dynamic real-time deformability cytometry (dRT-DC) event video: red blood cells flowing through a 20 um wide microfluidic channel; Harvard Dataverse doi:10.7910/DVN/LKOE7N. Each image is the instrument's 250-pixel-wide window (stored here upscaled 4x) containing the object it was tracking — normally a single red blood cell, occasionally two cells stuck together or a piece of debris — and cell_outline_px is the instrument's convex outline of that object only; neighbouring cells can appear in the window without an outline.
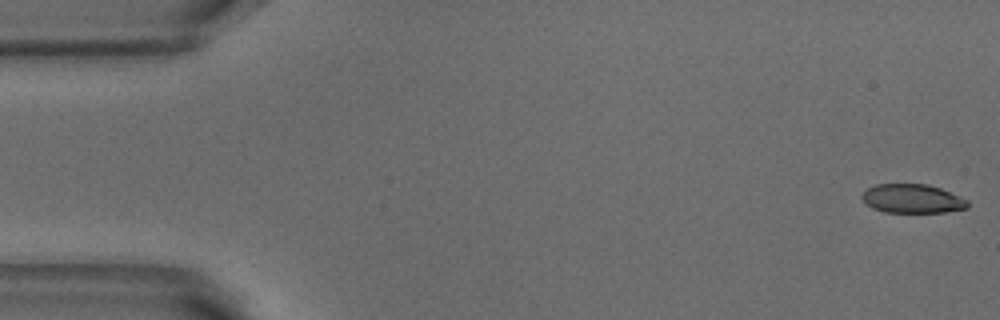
{"species": "common noctule bat (a hibernating species)", "species_latin": "Nyctalus noctula", "temperature_condition": "warm", "stored_images_in_passage": 35, "camera_frame_rate_fps": 3000, "um_per_image_px": 0.085, "animal": {"sex": "male", "body_mass_g": 18.8}, "frame": {"image": 1, "passage_image": 1, "time_ms": 0.0, "image_size_px": [1000, 320], "cell_outline_px": [[968, 208], [944, 212], [884, 212], [872, 208], [864, 204], [860, 196], [868, 188], [876, 184], [928, 184], [940, 188], [968, 200]], "centroid_in_image_um": [77.51, 16.89], "position_along_channel_um": 7.5, "area_um2": 17.86}}
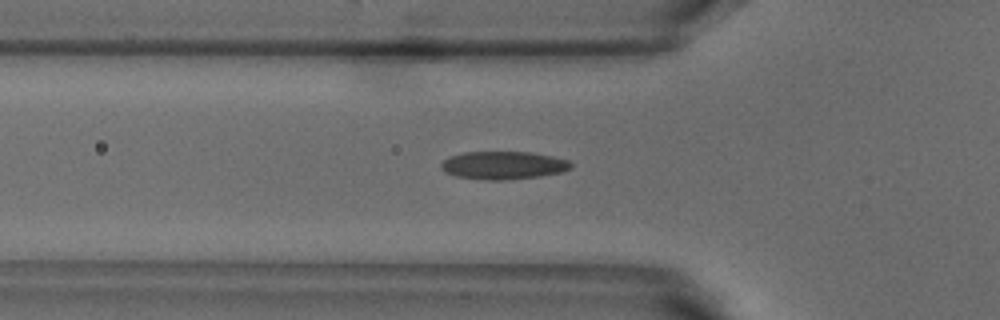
{"frame": {"image": 2, "passage_image": 17, "time_ms": 5.333, "image_size_px": [1000, 320], "cell_outline_px": [[572, 168], [560, 172], [540, 176], [504, 180], [488, 180], [456, 176], [444, 172], [440, 168], [440, 164], [448, 156], [464, 152], [528, 152], [552, 156], [568, 160], [572, 164]], "centroid_in_image_um": [42.75, 14.05], "position_along_channel_um": 83.1, "area_um2": 21.15}}
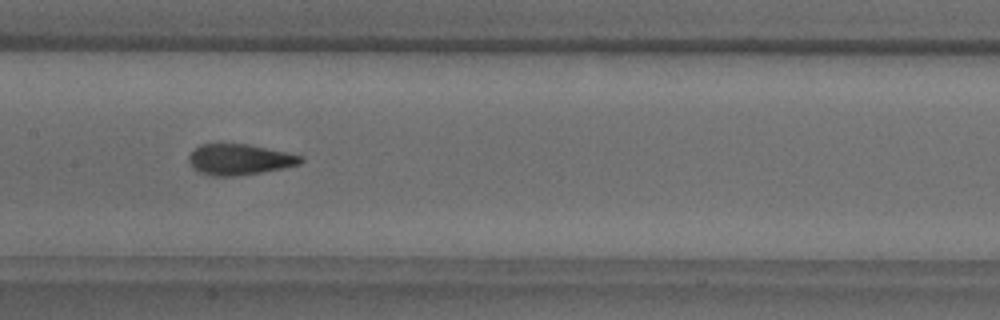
{"frame": {"image": 3, "passage_image": 25, "time_ms": 8.0, "image_size_px": [1000, 320], "cell_outline_px": [[304, 160], [300, 164], [260, 172], [232, 176], [212, 176], [200, 172], [192, 168], [188, 160], [188, 156], [200, 144], [248, 144], [304, 156]], "centroid_in_image_um": [20.34, 13.55], "position_along_channel_um": 187.1, "area_um2": 19.88}}